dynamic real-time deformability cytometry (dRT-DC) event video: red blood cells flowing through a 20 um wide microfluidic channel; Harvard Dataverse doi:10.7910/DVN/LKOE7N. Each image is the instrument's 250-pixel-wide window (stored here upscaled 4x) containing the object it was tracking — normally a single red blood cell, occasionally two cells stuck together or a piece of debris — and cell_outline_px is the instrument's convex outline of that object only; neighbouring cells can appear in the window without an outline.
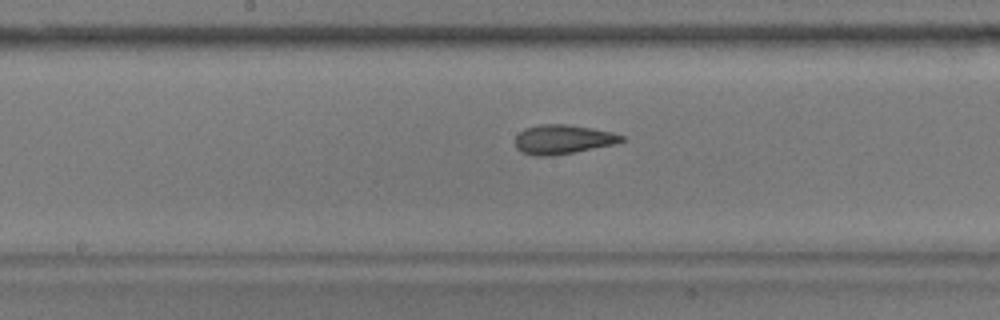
{"species": "common noctule bat (a hibernating species)", "species_latin": "Nyctalus noctula", "temperature_condition": "warm", "stored_images_in_passage": 50, "camera_frame_rate_fps": 3000, "um_per_image_px": 0.085, "animal": {"sex": "male", "body_mass_g": 17.9}, "frame": {"image": 1, "passage_image": 23, "time_ms": 7.333, "image_size_px": [1000, 320], "cell_outline_px": [[624, 140], [612, 144], [572, 152], [548, 156], [536, 156], [520, 152], [516, 148], [516, 136], [524, 128], [540, 124], [568, 124], [592, 128], [612, 132], [624, 136]], "centroid_in_image_um": [47.79, 11.83], "position_along_channel_um": 200.4, "area_um2": 17.92}}
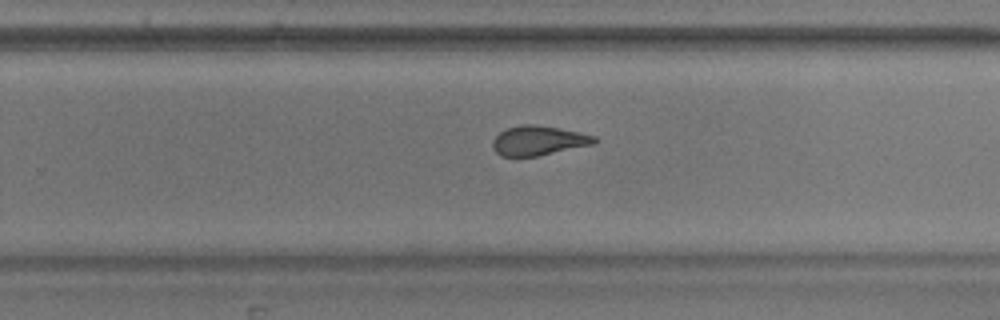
{"frame": {"image": 2, "passage_image": 30, "time_ms": 9.667, "image_size_px": [1000, 320], "cell_outline_px": [[600, 140], [596, 144], [536, 156], [500, 156], [492, 148], [492, 140], [500, 132], [508, 128], [520, 124], [536, 124], [580, 132], [596, 136]], "centroid_in_image_um": [45.8, 11.94], "position_along_channel_um": 284.0, "area_um2": 17.69}}
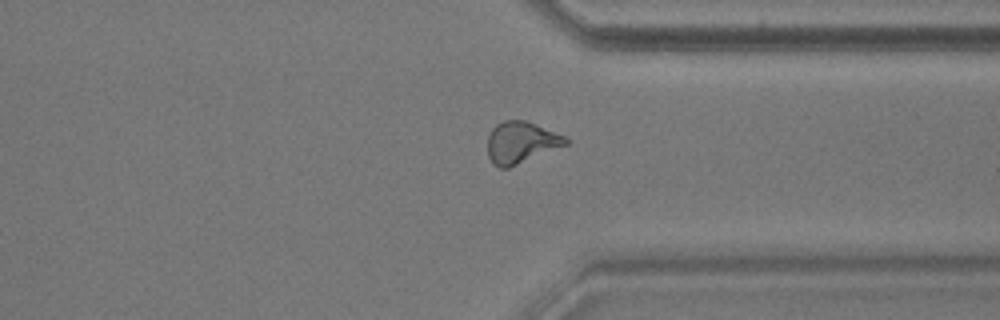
{"frame": {"image": 3, "passage_image": 37, "time_ms": 12.0, "image_size_px": [1000, 320], "cell_outline_px": [[572, 140], [568, 144], [508, 168], [500, 168], [492, 164], [488, 156], [488, 136], [492, 128], [496, 124], [504, 120], [524, 120], [536, 124], [564, 136]], "centroid_in_image_um": [44.28, 12.11], "position_along_channel_um": 367.1, "area_um2": 18.96}, "authors_computed_cell_mechanics": {"area_um2": 18.7561, "velocity_mm_per_s": 3.6068, "shape_relaxation_time_tau1_ms": 3.7354, "shape_relaxation_time_tau2_ms": 1.9004, "deformation_change_tau1": 0.1395, "deformation_change_tau2": 0.0849}}